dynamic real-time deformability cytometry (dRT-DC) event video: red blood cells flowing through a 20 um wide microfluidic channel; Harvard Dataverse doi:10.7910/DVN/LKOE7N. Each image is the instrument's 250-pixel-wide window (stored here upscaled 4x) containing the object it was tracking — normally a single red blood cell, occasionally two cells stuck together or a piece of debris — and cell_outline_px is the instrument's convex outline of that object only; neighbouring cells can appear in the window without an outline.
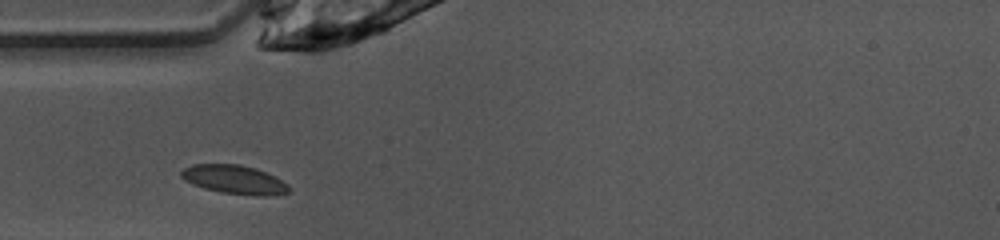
{"species": "common noctule bat (a hibernating species)", "species_latin": "Nyctalus noctula", "temperature_condition": "warm", "stored_images_in_passage": 25, "camera_frame_rate_fps": 3000, "um_per_image_px": 0.085, "animal": {"sex": "female", "body_mass_g": 10.0, "forearm_length_mm": 53.1}, "frame": {"image": 1, "passage_image": 1, "time_ms": 0.0, "image_size_px": [1000, 240], "cell_outline_px": [[292, 188], [288, 192], [268, 196], [256, 196], [220, 192], [204, 188], [192, 184], [184, 180], [180, 176], [180, 172], [184, 168], [192, 164], [240, 164], [256, 168], [276, 176], [288, 184]], "centroid_in_image_um": [19.94, 15.26], "position_along_channel_um": 65.1, "area_um2": 18.32}}
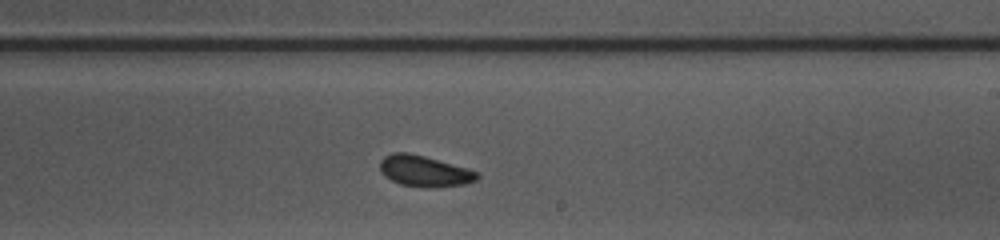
{"frame": {"image": 2, "passage_image": 15, "time_ms": 4.667, "image_size_px": [1000, 240], "cell_outline_px": [[480, 176], [476, 180], [464, 184], [400, 184], [384, 176], [380, 172], [380, 160], [384, 156], [392, 152], [408, 152], [424, 156], [468, 168], [480, 172]], "centroid_in_image_um": [36.04, 14.47], "position_along_channel_um": 253.0, "area_um2": 16.76}}
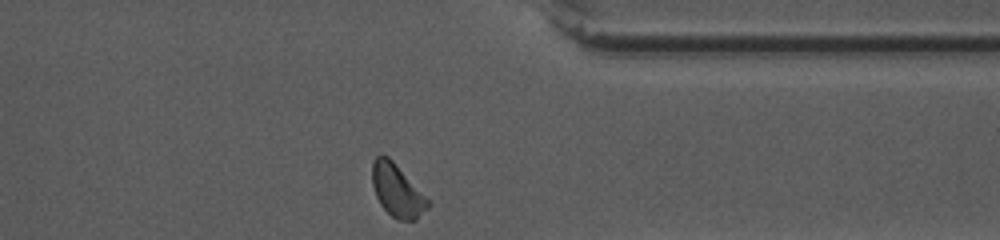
{"frame": {"image": 3, "passage_image": 25, "time_ms": 8.0, "image_size_px": [1000, 240], "cell_outline_px": [[432, 204], [416, 220], [400, 220], [392, 216], [380, 204], [376, 196], [372, 184], [372, 160], [380, 152], [388, 156], [432, 200]], "centroid_in_image_um": [33.79, 16.17], "position_along_channel_um": 377.6, "area_um2": 17.51}, "authors_computed_cell_mechanics": {"area_um2": 17.2822, "velocity_mm_per_s": 4.001, "shape_relaxation_time_tau1_ms": 3.8768, "shape_relaxation_time_tau2_ms": 3.863, "deformation_change_tau1": 0.065, "deformation_change_tau2": 0.0649}}